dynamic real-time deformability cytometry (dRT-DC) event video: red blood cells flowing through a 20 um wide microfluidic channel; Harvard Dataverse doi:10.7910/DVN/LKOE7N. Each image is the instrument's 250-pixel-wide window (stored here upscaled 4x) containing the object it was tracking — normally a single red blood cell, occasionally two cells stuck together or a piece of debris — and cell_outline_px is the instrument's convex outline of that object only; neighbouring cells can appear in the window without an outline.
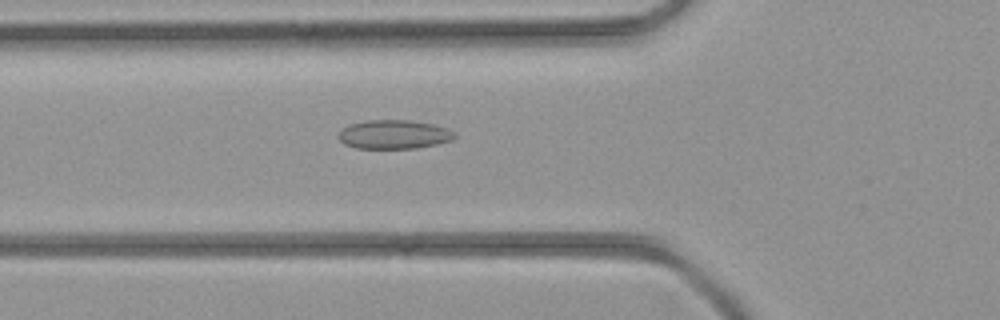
{"species": "common noctule bat (a hibernating species)", "species_latin": "Nyctalus noctula", "temperature_condition": "room temperature", "stored_images_in_passage": 32, "camera_frame_rate_fps": 3000, "um_per_image_px": 0.085, "animal": {"sex": "female", "body_mass_g": 21.9}, "frame": {"image": 1, "passage_image": 3, "time_ms": 0.667, "image_size_px": [1000, 320], "cell_outline_px": [[456, 136], [452, 140], [436, 144], [416, 148], [356, 148], [344, 144], [336, 136], [348, 124], [364, 120], [408, 120], [432, 124], [448, 128], [456, 132]], "centroid_in_image_um": [33.48, 11.42], "position_along_channel_um": 92.3, "area_um2": 19.65}}
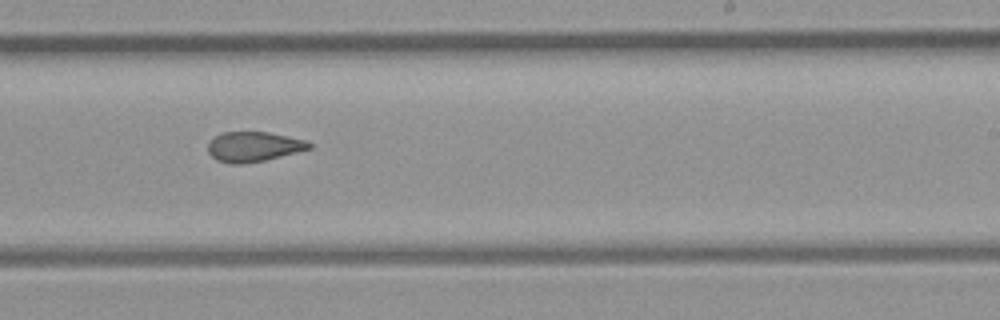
{"frame": {"image": 2, "passage_image": 14, "time_ms": 4.333, "image_size_px": [1000, 320], "cell_outline_px": [[312, 148], [264, 160], [240, 164], [232, 164], [216, 160], [208, 152], [208, 144], [216, 136], [224, 132], [268, 132], [308, 140], [312, 144]], "centroid_in_image_um": [21.57, 12.46], "position_along_channel_um": 267.4, "area_um2": 17.51}}
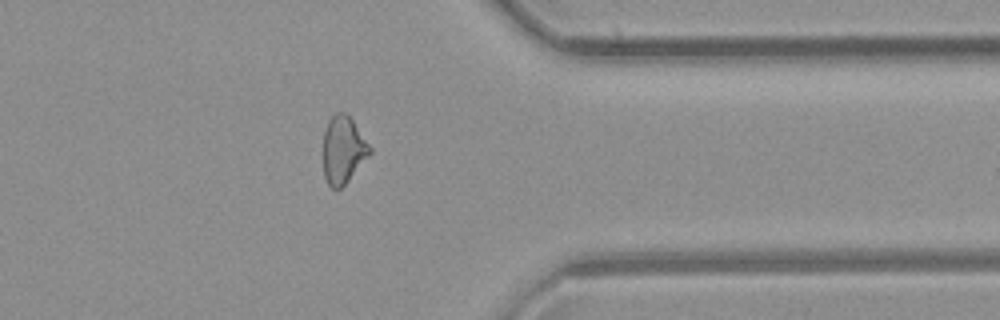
{"frame": {"image": 3, "passage_image": 22, "time_ms": 7.0, "image_size_px": [1000, 320], "cell_outline_px": [[372, 152], [348, 180], [336, 192], [328, 184], [324, 176], [324, 132], [328, 120], [336, 112], [344, 112], [352, 120], [372, 148]], "centroid_in_image_um": [29.16, 12.75], "position_along_channel_um": 382.2, "area_um2": 18.09}}